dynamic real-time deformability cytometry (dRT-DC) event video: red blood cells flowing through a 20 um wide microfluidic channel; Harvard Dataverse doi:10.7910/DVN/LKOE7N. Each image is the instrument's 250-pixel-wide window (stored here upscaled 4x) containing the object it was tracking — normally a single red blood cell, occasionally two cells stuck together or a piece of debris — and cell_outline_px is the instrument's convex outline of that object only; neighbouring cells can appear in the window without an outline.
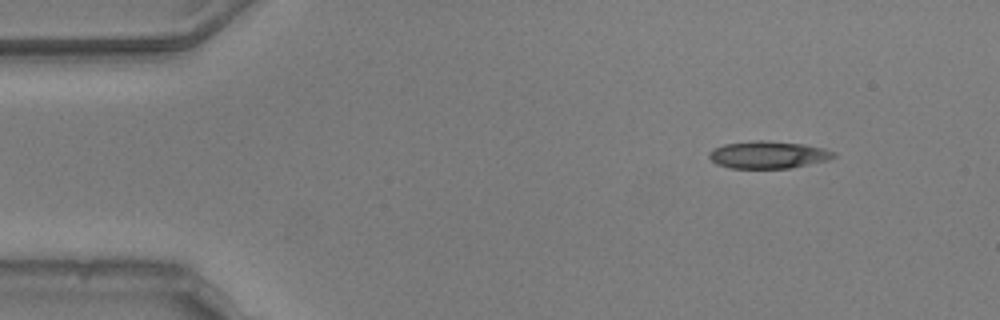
{"species": "common noctule bat (a hibernating species)", "species_latin": "Nyctalus noctula", "temperature_condition": "warm", "stored_images_in_passage": 48, "camera_frame_rate_fps": 3000, "um_per_image_px": 0.085, "animal": {"sex": "male", "body_mass_g": 20.5, "forearm_length_mm": 52.5}, "frame": {"image": 1, "passage_image": 1, "time_ms": 0.0, "image_size_px": [1000, 320], "cell_outline_px": [[836, 156], [828, 160], [792, 168], [728, 168], [716, 164], [708, 156], [708, 152], [724, 144], [752, 140], [768, 140], [804, 144], [824, 148], [836, 152]], "centroid_in_image_um": [65.31, 13.15], "position_along_channel_um": 19.7, "area_um2": 20.06}}
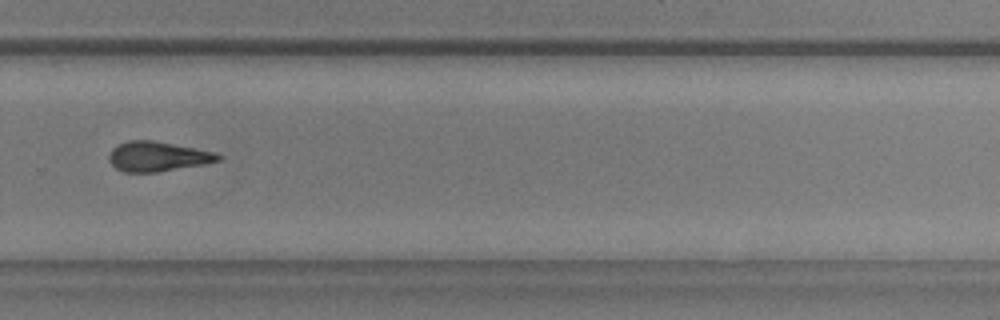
{"frame": {"image": 2, "passage_image": 31, "time_ms": 10.0, "image_size_px": [1000, 320], "cell_outline_px": [[224, 156], [220, 160], [204, 164], [160, 172], [124, 172], [116, 168], [108, 160], [108, 156], [112, 148], [128, 140], [152, 140], [216, 152]], "centroid_in_image_um": [13.41, 13.3], "position_along_channel_um": 316.4, "area_um2": 19.02}}
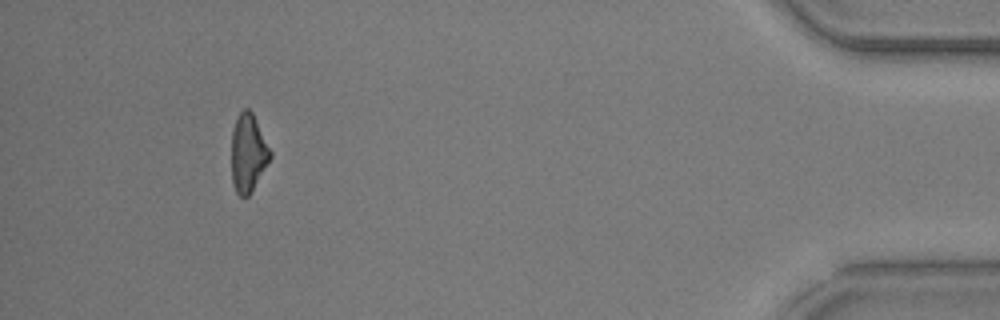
{"frame": {"image": 3, "passage_image": 44, "time_ms": 14.333, "image_size_px": [1000, 320], "cell_outline_px": [[272, 156], [248, 196], [240, 196], [236, 192], [232, 184], [232, 132], [236, 120], [240, 112], [244, 108], [248, 108], [252, 112], [272, 152]], "centroid_in_image_um": [21.09, 13.0], "position_along_channel_um": 414.1, "area_um2": 17.34}, "authors_computed_cell_mechanics": {"area_um2": 19.1896, "velocity_mm_per_s": 3.7936, "shape_relaxation_time_tau1_ms": 4.7673, "shape_relaxation_time_tau2_ms": 7.1505, "deformation_change_tau1": 0.1753, "deformation_change_tau2": 0.1805}}